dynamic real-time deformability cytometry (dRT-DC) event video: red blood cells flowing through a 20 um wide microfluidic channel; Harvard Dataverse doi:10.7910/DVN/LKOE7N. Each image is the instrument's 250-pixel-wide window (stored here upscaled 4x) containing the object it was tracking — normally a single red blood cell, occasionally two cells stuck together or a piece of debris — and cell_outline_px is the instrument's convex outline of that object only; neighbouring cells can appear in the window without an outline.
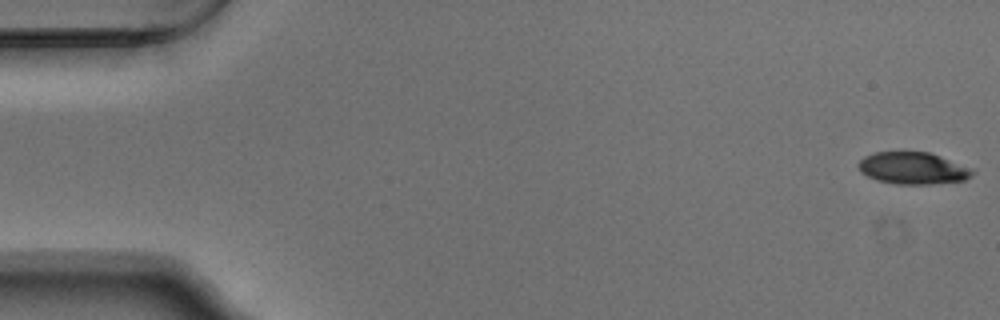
{"species": "Egyptian fruit bat (a non-hibernating species)", "species_latin": "Rousettus aegyptiacus", "temperature_condition": "warm", "stored_images_in_passage": 54, "camera_frame_rate_fps": 3000, "um_per_image_px": 0.085, "animal": {"sex": "male"}, "frame": {"image": 1, "passage_image": 1, "time_ms": 0.0, "image_size_px": [1000, 320], "cell_outline_px": [[976, 172], [972, 176], [964, 180], [932, 184], [896, 184], [876, 180], [860, 172], [856, 164], [864, 156], [872, 152], [928, 152], [976, 168]], "centroid_in_image_um": [77.62, 14.29], "position_along_channel_um": 7.4, "area_um2": 21.62}}
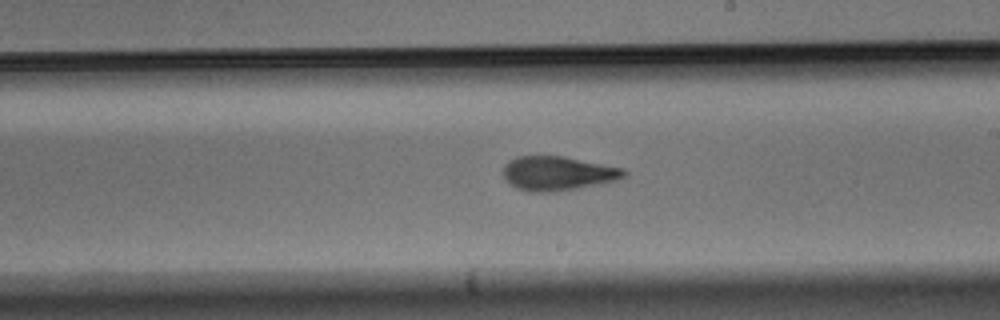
{"frame": {"image": 2, "passage_image": 31, "time_ms": 10.0, "image_size_px": [1000, 320], "cell_outline_px": [[628, 172], [624, 176], [616, 180], [576, 188], [548, 192], [528, 192], [516, 188], [504, 180], [504, 164], [508, 160], [516, 156], [564, 156], [624, 168]], "centroid_in_image_um": [47.36, 14.72], "position_along_channel_um": 241.6, "area_um2": 24.04}}
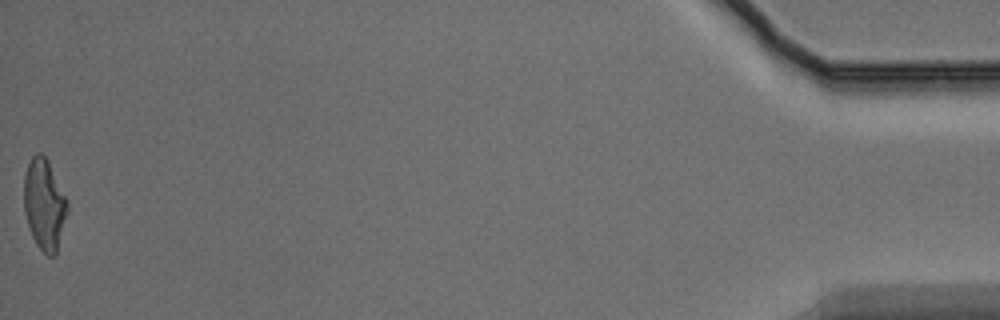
{"frame": {"image": 3, "passage_image": 54, "time_ms": 17.667, "image_size_px": [1000, 320], "cell_outline_px": [[68, 212], [56, 252], [52, 256], [48, 256], [36, 244], [32, 236], [24, 212], [24, 176], [28, 164], [32, 156], [36, 152], [40, 152], [48, 160], [68, 200]], "centroid_in_image_um": [3.77, 17.34], "position_along_channel_um": 431.4, "area_um2": 23.0}, "authors_computed_cell_mechanics": {"area_um2": 23.3801, "velocity_mm_per_s": 3.7529, "shape_relaxation_time_tau1_ms": 4.3058, "shape_relaxation_time_tau2_ms": 2.0561, "deformation_change_tau1": 0.1744, "deformation_change_tau2": 0.0954}}